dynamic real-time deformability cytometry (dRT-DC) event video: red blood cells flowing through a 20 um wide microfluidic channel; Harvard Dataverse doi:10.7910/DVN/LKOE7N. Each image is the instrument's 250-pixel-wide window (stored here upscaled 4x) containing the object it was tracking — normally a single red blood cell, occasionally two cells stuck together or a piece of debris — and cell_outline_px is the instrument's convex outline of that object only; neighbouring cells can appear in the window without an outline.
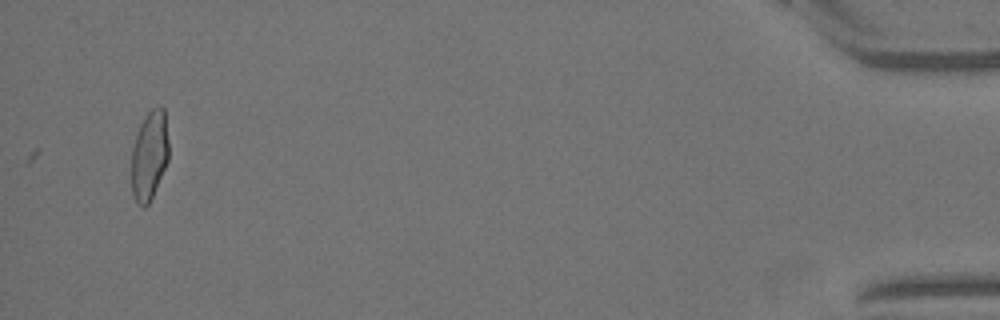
{"species": "Egyptian fruit bat (a non-hibernating species)", "species_latin": "Rousettus aegyptiacus", "temperature_condition": "warm", "stored_images_in_passage": 40, "camera_frame_rate_fps": 3000, "um_per_image_px": 0.085, "animal": {"sex": "female"}, "frame": {"image": 1, "passage_image": 40, "time_ms": 13.0, "image_size_px": [1000, 320], "cell_outline_px": [[168, 160], [152, 196], [148, 204], [144, 208], [136, 204], [132, 196], [132, 148], [140, 124], [144, 116], [152, 108], [160, 104], [164, 108], [168, 140]], "centroid_in_image_um": [12.69, 13.2], "position_along_channel_um": 422.5, "area_um2": 19.42}}